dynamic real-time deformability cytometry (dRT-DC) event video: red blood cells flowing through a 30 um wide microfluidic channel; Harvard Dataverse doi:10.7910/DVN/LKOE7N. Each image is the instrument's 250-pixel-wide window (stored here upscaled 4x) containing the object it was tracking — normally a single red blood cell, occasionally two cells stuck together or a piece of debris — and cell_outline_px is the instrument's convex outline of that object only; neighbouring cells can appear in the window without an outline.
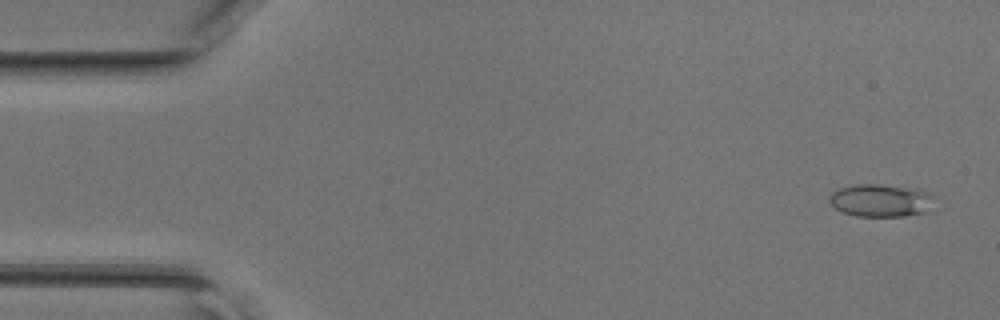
{"species": "common noctule bat (a hibernating species)", "species_latin": "Nyctalus noctula", "temperature_condition": "room temperature", "stored_images_in_passage": 46, "camera_frame_rate_fps": 3000, "um_per_image_px": 0.085, "animal": {"sex": "female", "body_mass_g": 17.0, "forearm_length_mm": 48.0}, "frame": {"image": 1, "passage_image": 2, "time_ms": 0.333, "image_size_px": [1000, 320], "cell_outline_px": [[936, 196], [924, 212], [904, 216], [856, 216], [844, 212], [836, 208], [828, 200], [828, 196], [832, 192], [840, 188], [856, 184], [876, 184], [924, 192]], "centroid_in_image_um": [74.77, 17.05], "position_along_channel_um": 10.2, "area_um2": 19.31}}
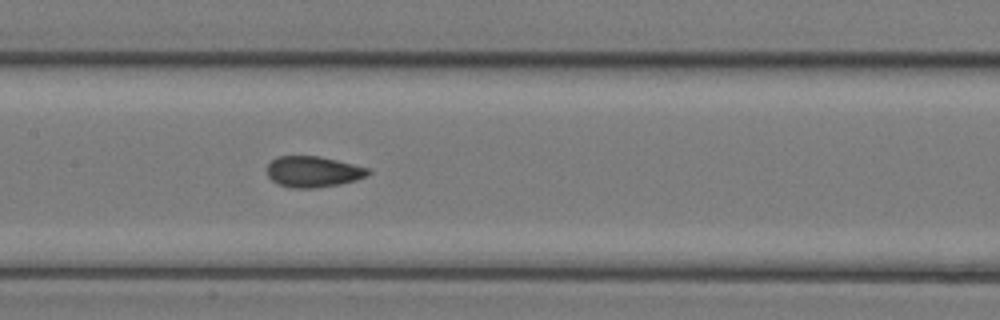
{"frame": {"image": 2, "passage_image": 22, "time_ms": 7.0, "image_size_px": [1000, 320], "cell_outline_px": [[372, 172], [368, 176], [356, 180], [340, 184], [316, 188], [288, 188], [272, 180], [268, 176], [268, 164], [276, 156], [320, 156], [372, 168]], "centroid_in_image_um": [26.68, 14.59], "position_along_channel_um": 180.7, "area_um2": 18.5}}
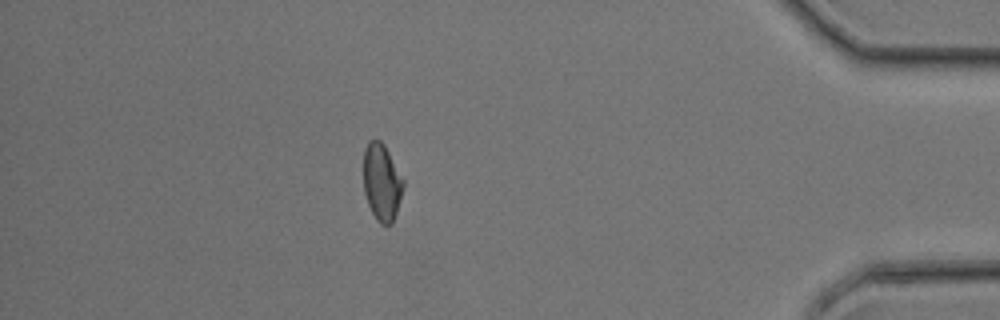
{"frame": {"image": 3, "passage_image": 40, "time_ms": 13.0, "image_size_px": [1000, 320], "cell_outline_px": [[404, 188], [392, 224], [380, 224], [376, 220], [368, 204], [364, 192], [364, 148], [368, 140], [380, 140], [384, 144], [404, 180]], "centroid_in_image_um": [32.45, 15.48], "position_along_channel_um": 402.8, "area_um2": 17.86}}